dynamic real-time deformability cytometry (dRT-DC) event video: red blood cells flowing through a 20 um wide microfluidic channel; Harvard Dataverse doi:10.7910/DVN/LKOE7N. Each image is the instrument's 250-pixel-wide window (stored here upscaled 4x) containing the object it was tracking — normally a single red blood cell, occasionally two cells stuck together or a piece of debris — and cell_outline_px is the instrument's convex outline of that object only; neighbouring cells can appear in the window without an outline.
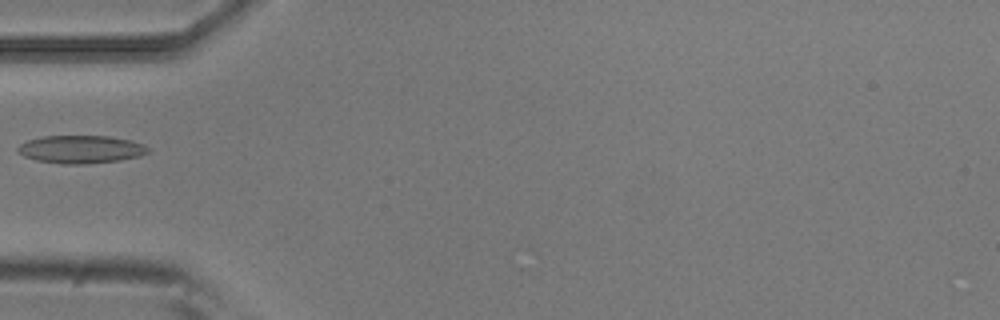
{"species": "common noctule bat (a hibernating species)", "species_latin": "Nyctalus noctula", "temperature_condition": "room temperature", "stored_images_in_passage": 5, "camera_frame_rate_fps": 3000, "um_per_image_px": 0.085, "animal": {"sex": "male", "body_mass_g": 20.5, "forearm_length_mm": 52.5}, "frame": {"image": 1, "passage_image": 4, "time_ms": 1.0, "image_size_px": [1000, 320], "cell_outline_px": [[148, 152], [140, 156], [120, 160], [88, 164], [60, 164], [36, 160], [24, 156], [16, 152], [16, 148], [20, 144], [28, 140], [44, 136], [108, 136], [132, 140], [144, 144], [148, 148]], "centroid_in_image_um": [6.86, 12.7], "position_along_channel_um": 78.1, "area_um2": 21.33}}
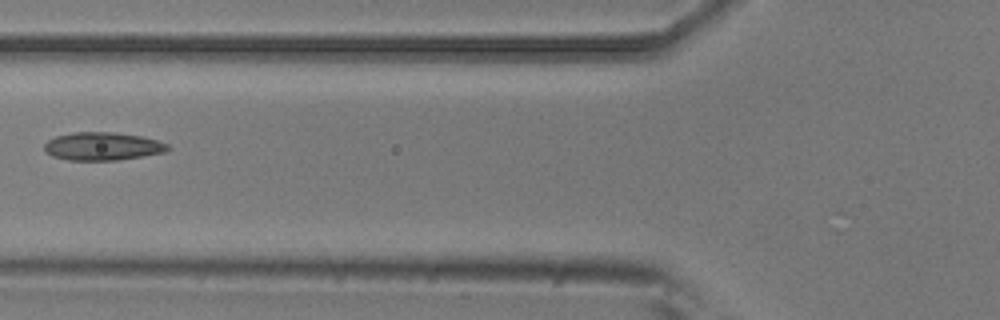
{"frame": {"image": 2, "passage_image": 5, "time_ms": 1.333, "image_size_px": [1000, 320], "cell_outline_px": [[172, 148], [164, 152], [116, 160], [68, 160], [52, 156], [44, 148], [44, 144], [48, 140], [56, 136], [72, 132], [116, 132], [140, 136], [156, 140], [168, 144]], "centroid_in_image_um": [8.71, 12.42], "position_along_channel_um": 117.1, "area_um2": 20.06}}